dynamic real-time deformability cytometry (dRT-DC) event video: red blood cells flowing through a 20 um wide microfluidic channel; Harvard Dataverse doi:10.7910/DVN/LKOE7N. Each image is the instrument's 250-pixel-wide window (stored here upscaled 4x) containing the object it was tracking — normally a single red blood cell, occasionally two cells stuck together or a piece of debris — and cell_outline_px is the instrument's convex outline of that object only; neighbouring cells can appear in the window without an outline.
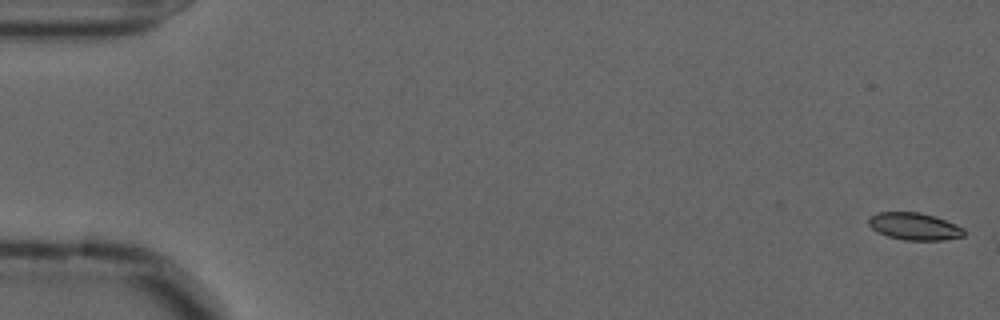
{"species": "common noctule bat (a hibernating species)", "species_latin": "Nyctalus noctula", "temperature_condition": "cold", "stored_images_in_passage": 57, "camera_frame_rate_fps": 3000, "um_per_image_px": 0.085, "animal": {"sex": "male", "forearm_length_mm": 52.5}, "frame": {"image": 1, "passage_image": 1, "time_ms": 0.0, "image_size_px": [1000, 320], "cell_outline_px": [[964, 236], [944, 240], [904, 240], [888, 236], [876, 232], [868, 224], [868, 220], [876, 212], [920, 212], [956, 224], [964, 228]], "centroid_in_image_um": [77.71, 19.24], "position_along_channel_um": 7.3, "area_um2": 15.09}}
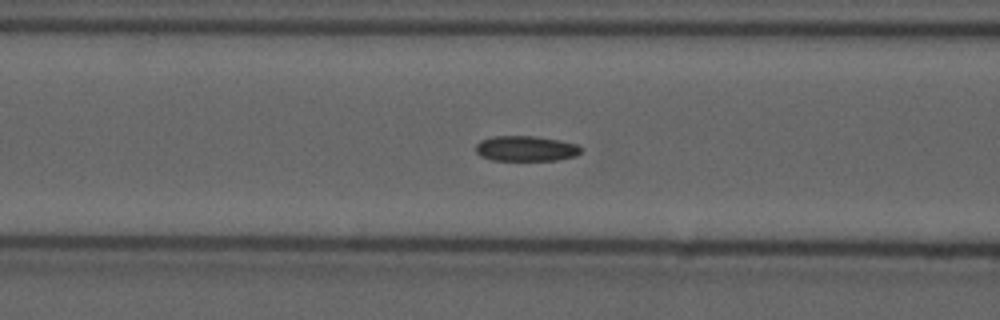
{"frame": {"image": 2, "passage_image": 23, "time_ms": 7.333, "image_size_px": [1000, 320], "cell_outline_px": [[584, 148], [576, 156], [556, 160], [492, 160], [480, 156], [476, 152], [476, 144], [480, 140], [492, 136], [536, 136], [560, 140], [576, 144]], "centroid_in_image_um": [44.7, 12.62], "position_along_channel_um": 121.9, "area_um2": 15.66}}
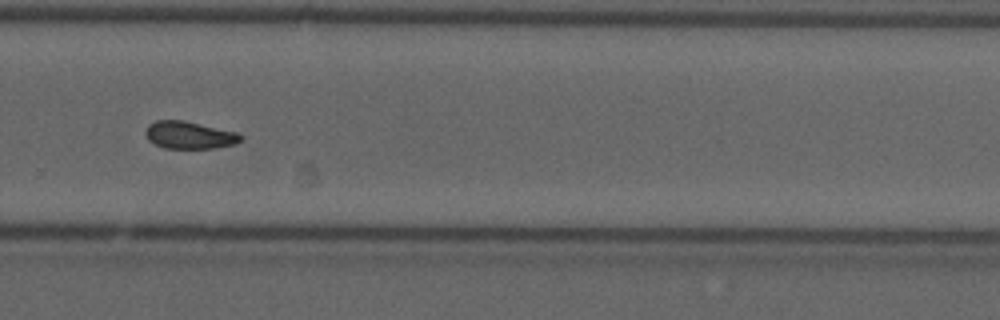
{"frame": {"image": 3, "passage_image": 39, "time_ms": 12.667, "image_size_px": [1000, 320], "cell_outline_px": [[244, 136], [236, 144], [216, 148], [164, 148], [152, 144], [148, 140], [144, 132], [148, 124], [156, 120], [184, 120], [236, 132]], "centroid_in_image_um": [16.06, 11.48], "position_along_channel_um": 313.7, "area_um2": 15.37}, "authors_computed_cell_mechanics": {"area_um2": 15.4904, "velocity_mm_per_s": 3.6079, "shape_relaxation_time_tau1_ms": null, "shape_relaxation_time_tau2_ms": 7.7228, "deformation_change_tau1": null, "deformation_change_tau2": 0.1105}}